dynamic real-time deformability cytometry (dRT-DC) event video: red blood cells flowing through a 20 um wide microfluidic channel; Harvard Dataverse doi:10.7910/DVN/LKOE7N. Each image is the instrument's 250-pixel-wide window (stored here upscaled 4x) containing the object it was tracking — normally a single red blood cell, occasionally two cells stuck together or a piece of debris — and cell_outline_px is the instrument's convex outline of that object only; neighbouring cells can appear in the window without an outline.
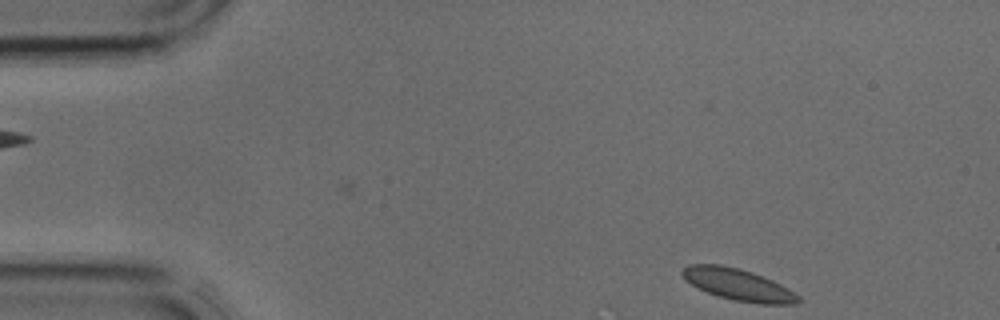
{"species": "common noctule bat (a hibernating species)", "species_latin": "Nyctalus noctula", "temperature_condition": "cold", "stored_images_in_passage": 5, "camera_frame_rate_fps": 3000, "um_per_image_px": 0.085, "animal": {"sex": "male", "body_mass_g": 17.9, "forearm_length_mm": 54.2}, "frame": {"image": 1, "passage_image": 5, "time_ms": 1.333, "image_size_px": [1000, 320], "cell_outline_px": [[800, 300], [796, 304], [760, 304], [736, 300], [720, 296], [708, 292], [684, 280], [680, 272], [688, 264], [720, 264], [740, 268], [752, 272], [772, 280], [788, 288], [800, 296]], "centroid_in_image_um": [62.75, 24.18], "position_along_channel_um": 22.3, "area_um2": 21.27}}